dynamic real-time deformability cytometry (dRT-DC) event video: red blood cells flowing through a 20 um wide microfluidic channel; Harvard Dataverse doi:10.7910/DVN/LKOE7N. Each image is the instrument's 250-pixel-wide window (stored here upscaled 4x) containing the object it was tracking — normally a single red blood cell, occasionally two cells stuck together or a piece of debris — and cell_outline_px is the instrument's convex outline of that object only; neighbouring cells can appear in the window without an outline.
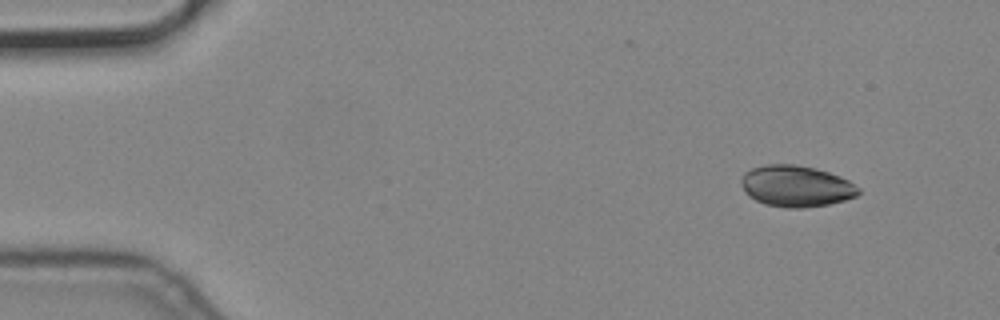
{"species": "common noctule bat (a hibernating species)", "species_latin": "Nyctalus noctula", "temperature_condition": "cold", "stored_images_in_passage": 4, "camera_frame_rate_fps": 3000, "um_per_image_px": 0.085, "animal": {"sex": "male", "body_mass_g": 19.2, "forearm_length_mm": 51.8}, "frame": {"image": 1, "passage_image": 1, "time_ms": 0.0, "image_size_px": [1000, 320], "cell_outline_px": [[860, 192], [856, 196], [844, 200], [828, 204], [804, 208], [788, 208], [764, 204], [748, 196], [744, 192], [740, 180], [744, 172], [752, 168], [768, 164], [796, 164], [816, 168], [840, 176], [848, 180], [860, 188]], "centroid_in_image_um": [67.65, 15.82], "position_along_channel_um": 17.3, "area_um2": 28.38}}
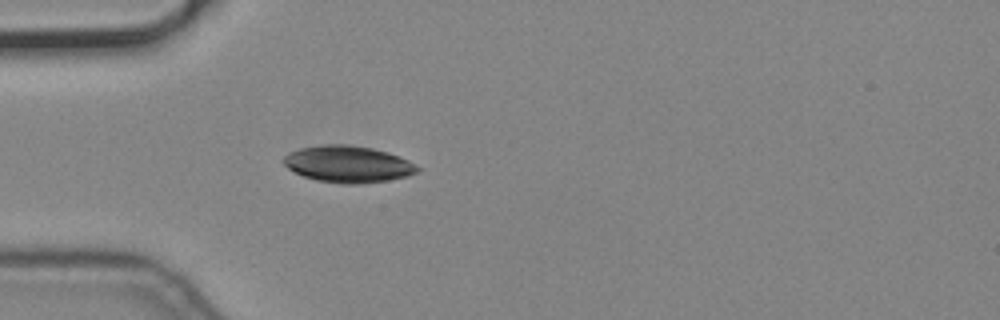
{"frame": {"image": 2, "passage_image": 4, "time_ms": 1.0, "image_size_px": [1000, 320], "cell_outline_px": [[420, 168], [416, 172], [408, 176], [388, 180], [360, 184], [344, 184], [316, 180], [304, 176], [288, 168], [280, 160], [288, 152], [300, 148], [320, 144], [348, 144], [372, 148], [388, 152], [400, 156], [408, 160]], "centroid_in_image_um": [29.55, 13.94], "position_along_channel_um": 55.4, "area_um2": 28.78}}